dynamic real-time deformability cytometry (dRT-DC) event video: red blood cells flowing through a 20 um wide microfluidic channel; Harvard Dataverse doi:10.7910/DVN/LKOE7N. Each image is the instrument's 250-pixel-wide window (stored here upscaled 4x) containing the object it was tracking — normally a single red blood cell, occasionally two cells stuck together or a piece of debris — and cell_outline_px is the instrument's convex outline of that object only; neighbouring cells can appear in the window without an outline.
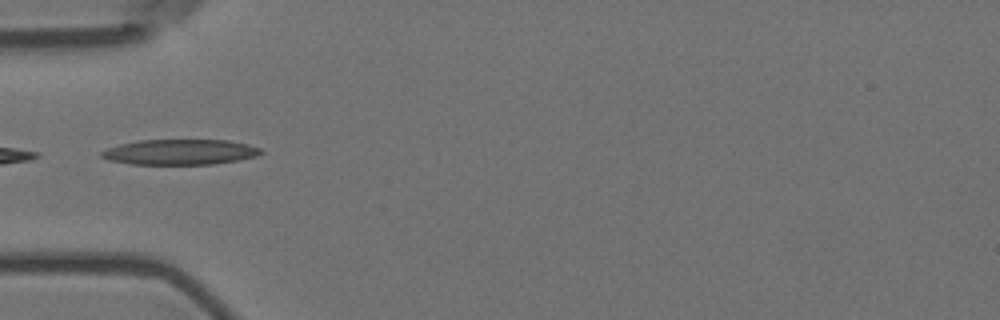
{"species": "Egyptian fruit bat (a non-hibernating species)", "species_latin": "Rousettus aegyptiacus", "temperature_condition": "room temperature", "stored_images_in_passage": 3, "camera_frame_rate_fps": 3000, "um_per_image_px": 0.085, "animal": {"sex": "female"}, "frame": {"image": 1, "passage_image": 1, "time_ms": 0.0, "image_size_px": [1000, 320], "cell_outline_px": [[264, 152], [256, 156], [236, 160], [212, 164], [128, 164], [108, 160], [100, 156], [100, 152], [108, 148], [120, 144], [136, 140], [228, 140], [248, 144], [260, 148]], "centroid_in_image_um": [15.27, 12.92], "position_along_channel_um": 69.7, "area_um2": 23.58}}